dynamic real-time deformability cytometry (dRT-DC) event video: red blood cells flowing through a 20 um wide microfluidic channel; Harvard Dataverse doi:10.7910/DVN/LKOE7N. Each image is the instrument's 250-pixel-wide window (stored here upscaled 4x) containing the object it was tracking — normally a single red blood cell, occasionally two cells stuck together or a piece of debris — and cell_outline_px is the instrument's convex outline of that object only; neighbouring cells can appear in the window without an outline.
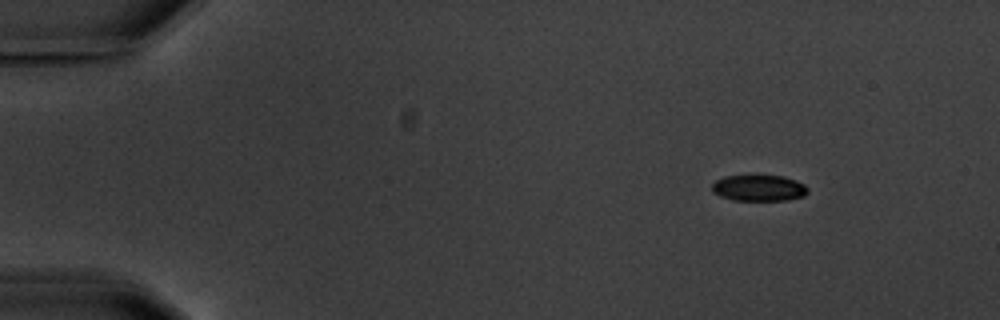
{"species": "common noctule bat (a hibernating species)", "species_latin": "Nyctalus noctula", "temperature_condition": "warm", "stored_images_in_passage": 4, "camera_frame_rate_fps": 3000, "um_per_image_px": 0.085, "animal": {"sex": "male", "body_mass_g": 20.1, "forearm_length_mm": 53.5}, "frame": {"image": 1, "passage_image": 1, "time_ms": 0.0, "image_size_px": [1000, 320], "cell_outline_px": [[808, 192], [804, 196], [788, 200], [732, 200], [720, 196], [712, 192], [712, 184], [716, 180], [724, 176], [752, 172], [756, 172], [784, 176], [796, 180], [804, 184], [808, 188]], "centroid_in_image_um": [64.49, 15.92], "position_along_channel_um": 20.5, "area_um2": 15.55}}
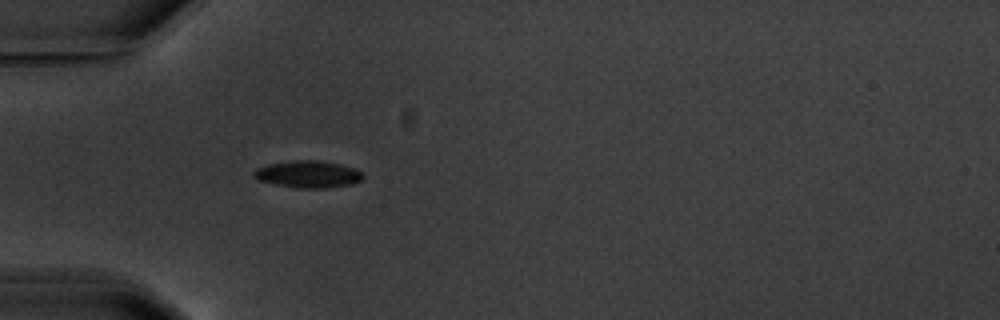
{"frame": {"image": 2, "passage_image": 4, "time_ms": 3.667, "image_size_px": [1000, 320], "cell_outline_px": [[364, 176], [360, 180], [352, 184], [328, 188], [296, 188], [276, 184], [260, 180], [252, 176], [252, 172], [256, 168], [268, 164], [296, 160], [316, 160], [340, 164], [356, 168]], "centroid_in_image_um": [26.18, 14.81], "position_along_channel_um": 58.8, "area_um2": 17.17}}